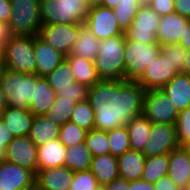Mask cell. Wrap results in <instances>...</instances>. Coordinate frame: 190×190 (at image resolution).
I'll use <instances>...</instances> for the list:
<instances>
[{"label": "cell", "mask_w": 190, "mask_h": 190, "mask_svg": "<svg viewBox=\"0 0 190 190\" xmlns=\"http://www.w3.org/2000/svg\"><path fill=\"white\" fill-rule=\"evenodd\" d=\"M146 90L138 81L100 80L88 88L87 100L95 112L94 129L125 126L143 112Z\"/></svg>", "instance_id": "cell-1"}, {"label": "cell", "mask_w": 190, "mask_h": 190, "mask_svg": "<svg viewBox=\"0 0 190 190\" xmlns=\"http://www.w3.org/2000/svg\"><path fill=\"white\" fill-rule=\"evenodd\" d=\"M125 34L100 41L95 68L100 80L125 79Z\"/></svg>", "instance_id": "cell-2"}, {"label": "cell", "mask_w": 190, "mask_h": 190, "mask_svg": "<svg viewBox=\"0 0 190 190\" xmlns=\"http://www.w3.org/2000/svg\"><path fill=\"white\" fill-rule=\"evenodd\" d=\"M89 9L85 0H40L42 24H84Z\"/></svg>", "instance_id": "cell-3"}, {"label": "cell", "mask_w": 190, "mask_h": 190, "mask_svg": "<svg viewBox=\"0 0 190 190\" xmlns=\"http://www.w3.org/2000/svg\"><path fill=\"white\" fill-rule=\"evenodd\" d=\"M3 63L6 69L35 74L34 36L12 35L4 44Z\"/></svg>", "instance_id": "cell-4"}, {"label": "cell", "mask_w": 190, "mask_h": 190, "mask_svg": "<svg viewBox=\"0 0 190 190\" xmlns=\"http://www.w3.org/2000/svg\"><path fill=\"white\" fill-rule=\"evenodd\" d=\"M9 107L29 110L34 98V74L5 69L0 81Z\"/></svg>", "instance_id": "cell-5"}, {"label": "cell", "mask_w": 190, "mask_h": 190, "mask_svg": "<svg viewBox=\"0 0 190 190\" xmlns=\"http://www.w3.org/2000/svg\"><path fill=\"white\" fill-rule=\"evenodd\" d=\"M9 29L12 35L37 36L42 26L40 0H11Z\"/></svg>", "instance_id": "cell-6"}, {"label": "cell", "mask_w": 190, "mask_h": 190, "mask_svg": "<svg viewBox=\"0 0 190 190\" xmlns=\"http://www.w3.org/2000/svg\"><path fill=\"white\" fill-rule=\"evenodd\" d=\"M125 80L138 81L146 67L161 53L158 43L143 44L125 38Z\"/></svg>", "instance_id": "cell-7"}, {"label": "cell", "mask_w": 190, "mask_h": 190, "mask_svg": "<svg viewBox=\"0 0 190 190\" xmlns=\"http://www.w3.org/2000/svg\"><path fill=\"white\" fill-rule=\"evenodd\" d=\"M160 16L147 3H143L135 14L130 27L124 32L125 38L143 44L158 43L156 34Z\"/></svg>", "instance_id": "cell-8"}, {"label": "cell", "mask_w": 190, "mask_h": 190, "mask_svg": "<svg viewBox=\"0 0 190 190\" xmlns=\"http://www.w3.org/2000/svg\"><path fill=\"white\" fill-rule=\"evenodd\" d=\"M142 114L152 123L176 124L179 112L161 90H147Z\"/></svg>", "instance_id": "cell-9"}, {"label": "cell", "mask_w": 190, "mask_h": 190, "mask_svg": "<svg viewBox=\"0 0 190 190\" xmlns=\"http://www.w3.org/2000/svg\"><path fill=\"white\" fill-rule=\"evenodd\" d=\"M83 24H42L38 37L65 57L70 54Z\"/></svg>", "instance_id": "cell-10"}, {"label": "cell", "mask_w": 190, "mask_h": 190, "mask_svg": "<svg viewBox=\"0 0 190 190\" xmlns=\"http://www.w3.org/2000/svg\"><path fill=\"white\" fill-rule=\"evenodd\" d=\"M180 147L176 124L152 123V128L142 153L148 158L159 154H169Z\"/></svg>", "instance_id": "cell-11"}, {"label": "cell", "mask_w": 190, "mask_h": 190, "mask_svg": "<svg viewBox=\"0 0 190 190\" xmlns=\"http://www.w3.org/2000/svg\"><path fill=\"white\" fill-rule=\"evenodd\" d=\"M84 25L99 41L124 33L116 20L113 9L100 5L90 7Z\"/></svg>", "instance_id": "cell-12"}, {"label": "cell", "mask_w": 190, "mask_h": 190, "mask_svg": "<svg viewBox=\"0 0 190 190\" xmlns=\"http://www.w3.org/2000/svg\"><path fill=\"white\" fill-rule=\"evenodd\" d=\"M178 73L172 63L160 53V55L146 67L138 82L146 91L159 90Z\"/></svg>", "instance_id": "cell-13"}, {"label": "cell", "mask_w": 190, "mask_h": 190, "mask_svg": "<svg viewBox=\"0 0 190 190\" xmlns=\"http://www.w3.org/2000/svg\"><path fill=\"white\" fill-rule=\"evenodd\" d=\"M0 190H35V174L9 161H0Z\"/></svg>", "instance_id": "cell-14"}, {"label": "cell", "mask_w": 190, "mask_h": 190, "mask_svg": "<svg viewBox=\"0 0 190 190\" xmlns=\"http://www.w3.org/2000/svg\"><path fill=\"white\" fill-rule=\"evenodd\" d=\"M37 145L29 136L14 137L6 148L5 161L37 172Z\"/></svg>", "instance_id": "cell-15"}, {"label": "cell", "mask_w": 190, "mask_h": 190, "mask_svg": "<svg viewBox=\"0 0 190 190\" xmlns=\"http://www.w3.org/2000/svg\"><path fill=\"white\" fill-rule=\"evenodd\" d=\"M73 174L66 166L39 170L35 174V190H69Z\"/></svg>", "instance_id": "cell-16"}, {"label": "cell", "mask_w": 190, "mask_h": 190, "mask_svg": "<svg viewBox=\"0 0 190 190\" xmlns=\"http://www.w3.org/2000/svg\"><path fill=\"white\" fill-rule=\"evenodd\" d=\"M167 176L182 190L190 184V147L181 146L169 153Z\"/></svg>", "instance_id": "cell-17"}, {"label": "cell", "mask_w": 190, "mask_h": 190, "mask_svg": "<svg viewBox=\"0 0 190 190\" xmlns=\"http://www.w3.org/2000/svg\"><path fill=\"white\" fill-rule=\"evenodd\" d=\"M34 52L36 61L35 74L38 77H45L51 73L65 58L62 53L38 36H34Z\"/></svg>", "instance_id": "cell-18"}, {"label": "cell", "mask_w": 190, "mask_h": 190, "mask_svg": "<svg viewBox=\"0 0 190 190\" xmlns=\"http://www.w3.org/2000/svg\"><path fill=\"white\" fill-rule=\"evenodd\" d=\"M189 21L190 19L176 12L161 16L156 34L158 44L161 46L178 43Z\"/></svg>", "instance_id": "cell-19"}, {"label": "cell", "mask_w": 190, "mask_h": 190, "mask_svg": "<svg viewBox=\"0 0 190 190\" xmlns=\"http://www.w3.org/2000/svg\"><path fill=\"white\" fill-rule=\"evenodd\" d=\"M161 90L178 112L190 107V76L187 74L179 72Z\"/></svg>", "instance_id": "cell-20"}, {"label": "cell", "mask_w": 190, "mask_h": 190, "mask_svg": "<svg viewBox=\"0 0 190 190\" xmlns=\"http://www.w3.org/2000/svg\"><path fill=\"white\" fill-rule=\"evenodd\" d=\"M66 146L58 139L37 147V171L62 167L65 163Z\"/></svg>", "instance_id": "cell-21"}, {"label": "cell", "mask_w": 190, "mask_h": 190, "mask_svg": "<svg viewBox=\"0 0 190 190\" xmlns=\"http://www.w3.org/2000/svg\"><path fill=\"white\" fill-rule=\"evenodd\" d=\"M14 137L29 136L34 118L30 110L7 107L0 115Z\"/></svg>", "instance_id": "cell-22"}, {"label": "cell", "mask_w": 190, "mask_h": 190, "mask_svg": "<svg viewBox=\"0 0 190 190\" xmlns=\"http://www.w3.org/2000/svg\"><path fill=\"white\" fill-rule=\"evenodd\" d=\"M119 177L127 181L141 180L146 163L145 155L132 149L117 157Z\"/></svg>", "instance_id": "cell-23"}, {"label": "cell", "mask_w": 190, "mask_h": 190, "mask_svg": "<svg viewBox=\"0 0 190 190\" xmlns=\"http://www.w3.org/2000/svg\"><path fill=\"white\" fill-rule=\"evenodd\" d=\"M56 92L50 86L45 77L34 74V98L29 110L33 115H44L54 103Z\"/></svg>", "instance_id": "cell-24"}, {"label": "cell", "mask_w": 190, "mask_h": 190, "mask_svg": "<svg viewBox=\"0 0 190 190\" xmlns=\"http://www.w3.org/2000/svg\"><path fill=\"white\" fill-rule=\"evenodd\" d=\"M90 171L96 177L99 186H106L119 178L117 157L110 153L92 157Z\"/></svg>", "instance_id": "cell-25"}, {"label": "cell", "mask_w": 190, "mask_h": 190, "mask_svg": "<svg viewBox=\"0 0 190 190\" xmlns=\"http://www.w3.org/2000/svg\"><path fill=\"white\" fill-rule=\"evenodd\" d=\"M100 41L87 28L82 25L79 29V34L75 40L72 51L69 55L79 56L90 61H95L98 55Z\"/></svg>", "instance_id": "cell-26"}, {"label": "cell", "mask_w": 190, "mask_h": 190, "mask_svg": "<svg viewBox=\"0 0 190 190\" xmlns=\"http://www.w3.org/2000/svg\"><path fill=\"white\" fill-rule=\"evenodd\" d=\"M65 59L70 64L76 82L89 88L100 81L94 61L74 55H68Z\"/></svg>", "instance_id": "cell-27"}, {"label": "cell", "mask_w": 190, "mask_h": 190, "mask_svg": "<svg viewBox=\"0 0 190 190\" xmlns=\"http://www.w3.org/2000/svg\"><path fill=\"white\" fill-rule=\"evenodd\" d=\"M125 126L129 133L131 149L143 152L152 128V122L141 114L133 117Z\"/></svg>", "instance_id": "cell-28"}, {"label": "cell", "mask_w": 190, "mask_h": 190, "mask_svg": "<svg viewBox=\"0 0 190 190\" xmlns=\"http://www.w3.org/2000/svg\"><path fill=\"white\" fill-rule=\"evenodd\" d=\"M60 126L49 120L45 114L35 115L32 121L29 138L37 145H43L54 139H58Z\"/></svg>", "instance_id": "cell-29"}, {"label": "cell", "mask_w": 190, "mask_h": 190, "mask_svg": "<svg viewBox=\"0 0 190 190\" xmlns=\"http://www.w3.org/2000/svg\"><path fill=\"white\" fill-rule=\"evenodd\" d=\"M92 154L85 142L66 147L64 166L73 172L90 170Z\"/></svg>", "instance_id": "cell-30"}, {"label": "cell", "mask_w": 190, "mask_h": 190, "mask_svg": "<svg viewBox=\"0 0 190 190\" xmlns=\"http://www.w3.org/2000/svg\"><path fill=\"white\" fill-rule=\"evenodd\" d=\"M169 171V154H159L146 158L141 180L155 183Z\"/></svg>", "instance_id": "cell-31"}, {"label": "cell", "mask_w": 190, "mask_h": 190, "mask_svg": "<svg viewBox=\"0 0 190 190\" xmlns=\"http://www.w3.org/2000/svg\"><path fill=\"white\" fill-rule=\"evenodd\" d=\"M45 78L56 93L76 82L70 64L65 58Z\"/></svg>", "instance_id": "cell-32"}, {"label": "cell", "mask_w": 190, "mask_h": 190, "mask_svg": "<svg viewBox=\"0 0 190 190\" xmlns=\"http://www.w3.org/2000/svg\"><path fill=\"white\" fill-rule=\"evenodd\" d=\"M75 105L76 102L73 99L56 96L54 103L46 112L45 116L53 123L62 126L70 120Z\"/></svg>", "instance_id": "cell-33"}, {"label": "cell", "mask_w": 190, "mask_h": 190, "mask_svg": "<svg viewBox=\"0 0 190 190\" xmlns=\"http://www.w3.org/2000/svg\"><path fill=\"white\" fill-rule=\"evenodd\" d=\"M142 4L141 0H120L119 4L113 9L116 20L124 32L130 27Z\"/></svg>", "instance_id": "cell-34"}, {"label": "cell", "mask_w": 190, "mask_h": 190, "mask_svg": "<svg viewBox=\"0 0 190 190\" xmlns=\"http://www.w3.org/2000/svg\"><path fill=\"white\" fill-rule=\"evenodd\" d=\"M110 154L115 157L123 155L131 149L129 133L126 126L107 131Z\"/></svg>", "instance_id": "cell-35"}, {"label": "cell", "mask_w": 190, "mask_h": 190, "mask_svg": "<svg viewBox=\"0 0 190 190\" xmlns=\"http://www.w3.org/2000/svg\"><path fill=\"white\" fill-rule=\"evenodd\" d=\"M95 112L88 100L76 103L70 116L71 122L87 131L94 129Z\"/></svg>", "instance_id": "cell-36"}, {"label": "cell", "mask_w": 190, "mask_h": 190, "mask_svg": "<svg viewBox=\"0 0 190 190\" xmlns=\"http://www.w3.org/2000/svg\"><path fill=\"white\" fill-rule=\"evenodd\" d=\"M108 141L107 131L98 129L87 131L85 137L86 147L90 150L93 157L110 153Z\"/></svg>", "instance_id": "cell-37"}, {"label": "cell", "mask_w": 190, "mask_h": 190, "mask_svg": "<svg viewBox=\"0 0 190 190\" xmlns=\"http://www.w3.org/2000/svg\"><path fill=\"white\" fill-rule=\"evenodd\" d=\"M87 130L68 121L59 128L58 140L66 147L85 142Z\"/></svg>", "instance_id": "cell-38"}, {"label": "cell", "mask_w": 190, "mask_h": 190, "mask_svg": "<svg viewBox=\"0 0 190 190\" xmlns=\"http://www.w3.org/2000/svg\"><path fill=\"white\" fill-rule=\"evenodd\" d=\"M161 53L172 63L178 72H183L186 53L180 44L161 45Z\"/></svg>", "instance_id": "cell-39"}, {"label": "cell", "mask_w": 190, "mask_h": 190, "mask_svg": "<svg viewBox=\"0 0 190 190\" xmlns=\"http://www.w3.org/2000/svg\"><path fill=\"white\" fill-rule=\"evenodd\" d=\"M99 186L90 170L74 172L69 190H96Z\"/></svg>", "instance_id": "cell-40"}, {"label": "cell", "mask_w": 190, "mask_h": 190, "mask_svg": "<svg viewBox=\"0 0 190 190\" xmlns=\"http://www.w3.org/2000/svg\"><path fill=\"white\" fill-rule=\"evenodd\" d=\"M176 131L180 145L190 147V107L179 112Z\"/></svg>", "instance_id": "cell-41"}, {"label": "cell", "mask_w": 190, "mask_h": 190, "mask_svg": "<svg viewBox=\"0 0 190 190\" xmlns=\"http://www.w3.org/2000/svg\"><path fill=\"white\" fill-rule=\"evenodd\" d=\"M56 96L73 99V101H75L76 103L83 102L87 100L88 87L78 82H74L70 84V87H67L66 89H62L60 92H57Z\"/></svg>", "instance_id": "cell-42"}, {"label": "cell", "mask_w": 190, "mask_h": 190, "mask_svg": "<svg viewBox=\"0 0 190 190\" xmlns=\"http://www.w3.org/2000/svg\"><path fill=\"white\" fill-rule=\"evenodd\" d=\"M175 0H148L147 5L160 17L175 12Z\"/></svg>", "instance_id": "cell-43"}, {"label": "cell", "mask_w": 190, "mask_h": 190, "mask_svg": "<svg viewBox=\"0 0 190 190\" xmlns=\"http://www.w3.org/2000/svg\"><path fill=\"white\" fill-rule=\"evenodd\" d=\"M12 15L11 0H0V22L9 24Z\"/></svg>", "instance_id": "cell-44"}, {"label": "cell", "mask_w": 190, "mask_h": 190, "mask_svg": "<svg viewBox=\"0 0 190 190\" xmlns=\"http://www.w3.org/2000/svg\"><path fill=\"white\" fill-rule=\"evenodd\" d=\"M154 185L155 190H182L167 175L157 180Z\"/></svg>", "instance_id": "cell-45"}, {"label": "cell", "mask_w": 190, "mask_h": 190, "mask_svg": "<svg viewBox=\"0 0 190 190\" xmlns=\"http://www.w3.org/2000/svg\"><path fill=\"white\" fill-rule=\"evenodd\" d=\"M175 12L190 19V0H175Z\"/></svg>", "instance_id": "cell-46"}, {"label": "cell", "mask_w": 190, "mask_h": 190, "mask_svg": "<svg viewBox=\"0 0 190 190\" xmlns=\"http://www.w3.org/2000/svg\"><path fill=\"white\" fill-rule=\"evenodd\" d=\"M13 138L14 136L7 128L5 122L0 118V145H5L7 147Z\"/></svg>", "instance_id": "cell-47"}, {"label": "cell", "mask_w": 190, "mask_h": 190, "mask_svg": "<svg viewBox=\"0 0 190 190\" xmlns=\"http://www.w3.org/2000/svg\"><path fill=\"white\" fill-rule=\"evenodd\" d=\"M105 188L107 190H130V181L119 177L106 185Z\"/></svg>", "instance_id": "cell-48"}, {"label": "cell", "mask_w": 190, "mask_h": 190, "mask_svg": "<svg viewBox=\"0 0 190 190\" xmlns=\"http://www.w3.org/2000/svg\"><path fill=\"white\" fill-rule=\"evenodd\" d=\"M130 190H155V185L143 180H135L130 181Z\"/></svg>", "instance_id": "cell-49"}, {"label": "cell", "mask_w": 190, "mask_h": 190, "mask_svg": "<svg viewBox=\"0 0 190 190\" xmlns=\"http://www.w3.org/2000/svg\"><path fill=\"white\" fill-rule=\"evenodd\" d=\"M178 44H180L185 50L190 49V21L186 25L183 37L180 38Z\"/></svg>", "instance_id": "cell-50"}, {"label": "cell", "mask_w": 190, "mask_h": 190, "mask_svg": "<svg viewBox=\"0 0 190 190\" xmlns=\"http://www.w3.org/2000/svg\"><path fill=\"white\" fill-rule=\"evenodd\" d=\"M11 36L8 24L0 22V42L7 43Z\"/></svg>", "instance_id": "cell-51"}, {"label": "cell", "mask_w": 190, "mask_h": 190, "mask_svg": "<svg viewBox=\"0 0 190 190\" xmlns=\"http://www.w3.org/2000/svg\"><path fill=\"white\" fill-rule=\"evenodd\" d=\"M186 58H185V66L183 68V73L190 76V49L185 50Z\"/></svg>", "instance_id": "cell-52"}, {"label": "cell", "mask_w": 190, "mask_h": 190, "mask_svg": "<svg viewBox=\"0 0 190 190\" xmlns=\"http://www.w3.org/2000/svg\"><path fill=\"white\" fill-rule=\"evenodd\" d=\"M120 0H102V3L100 6L114 9L118 4Z\"/></svg>", "instance_id": "cell-53"}, {"label": "cell", "mask_w": 190, "mask_h": 190, "mask_svg": "<svg viewBox=\"0 0 190 190\" xmlns=\"http://www.w3.org/2000/svg\"><path fill=\"white\" fill-rule=\"evenodd\" d=\"M8 107L6 97L3 90L0 87V115Z\"/></svg>", "instance_id": "cell-54"}, {"label": "cell", "mask_w": 190, "mask_h": 190, "mask_svg": "<svg viewBox=\"0 0 190 190\" xmlns=\"http://www.w3.org/2000/svg\"><path fill=\"white\" fill-rule=\"evenodd\" d=\"M89 7L99 6L102 3V0H85Z\"/></svg>", "instance_id": "cell-55"}, {"label": "cell", "mask_w": 190, "mask_h": 190, "mask_svg": "<svg viewBox=\"0 0 190 190\" xmlns=\"http://www.w3.org/2000/svg\"><path fill=\"white\" fill-rule=\"evenodd\" d=\"M6 148L5 145H0V161L5 160Z\"/></svg>", "instance_id": "cell-56"}, {"label": "cell", "mask_w": 190, "mask_h": 190, "mask_svg": "<svg viewBox=\"0 0 190 190\" xmlns=\"http://www.w3.org/2000/svg\"><path fill=\"white\" fill-rule=\"evenodd\" d=\"M4 44L0 42V62H3Z\"/></svg>", "instance_id": "cell-57"}, {"label": "cell", "mask_w": 190, "mask_h": 190, "mask_svg": "<svg viewBox=\"0 0 190 190\" xmlns=\"http://www.w3.org/2000/svg\"><path fill=\"white\" fill-rule=\"evenodd\" d=\"M5 69H6V68H5L4 63H3V62H0V81H1V78H2V76H3V72H4Z\"/></svg>", "instance_id": "cell-58"}, {"label": "cell", "mask_w": 190, "mask_h": 190, "mask_svg": "<svg viewBox=\"0 0 190 190\" xmlns=\"http://www.w3.org/2000/svg\"><path fill=\"white\" fill-rule=\"evenodd\" d=\"M96 190H107L105 186H98Z\"/></svg>", "instance_id": "cell-59"}]
</instances>
